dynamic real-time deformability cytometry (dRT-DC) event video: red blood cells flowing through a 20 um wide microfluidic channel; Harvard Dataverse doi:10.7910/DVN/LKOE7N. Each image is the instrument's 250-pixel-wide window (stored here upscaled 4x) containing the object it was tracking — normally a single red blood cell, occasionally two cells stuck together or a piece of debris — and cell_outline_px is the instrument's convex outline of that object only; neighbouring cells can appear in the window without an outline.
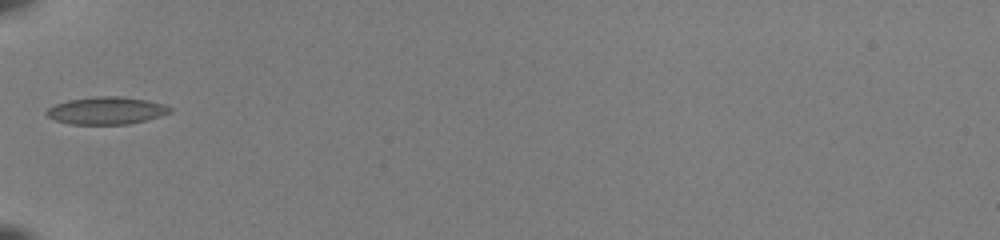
{"species": "common noctule bat (a hibernating species)", "species_latin": "Nyctalus noctula", "temperature_condition": "room temperature", "stored_images_in_passage": 32, "camera_frame_rate_fps": 3000, "um_per_image_px": 0.085, "animal": {"sex": "female", "body_mass_g": 22.0, "forearm_length_mm": 56.7}, "frame": {"image": 1, "passage_image": 1, "time_ms": 0.0, "image_size_px": [1000, 240], "cell_outline_px": [[172, 112], [160, 116], [128, 124], [68, 124], [56, 120], [48, 116], [44, 112], [48, 108], [56, 104], [68, 100], [96, 96], [124, 96], [164, 104], [172, 108]], "centroid_in_image_um": [9.04, 9.39], "position_along_channel_um": 76.0, "area_um2": 19.65}}
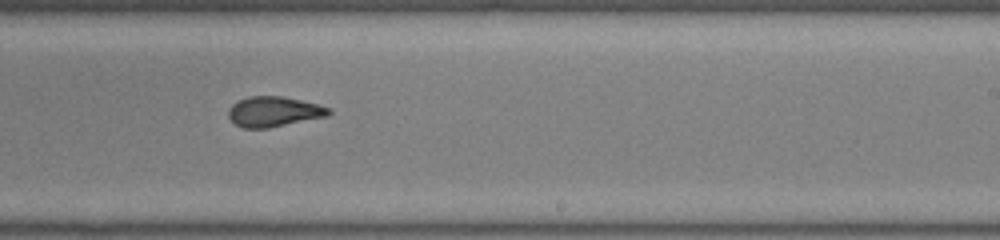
{"frame": {"image": 2, "passage_image": 15, "time_ms": 4.667, "image_size_px": [1000, 240], "cell_outline_px": [[332, 112], [328, 116], [268, 128], [244, 128], [236, 124], [228, 116], [228, 108], [232, 104], [248, 96], [284, 96], [332, 108]], "centroid_in_image_um": [23.29, 9.48], "position_along_channel_um": 265.7, "area_um2": 17.63}}
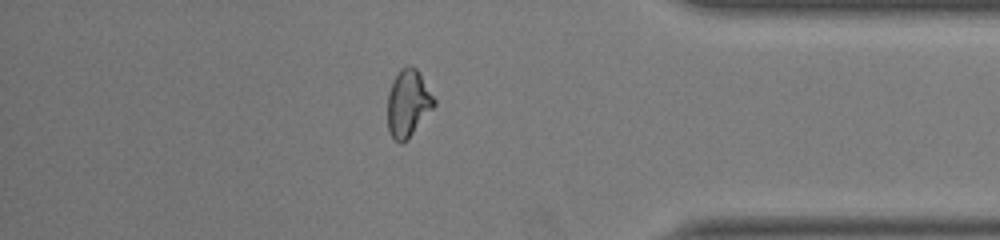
{"frame": {"image": 3, "passage_image": 26, "time_ms": 8.333, "image_size_px": [1000, 240], "cell_outline_px": [[436, 104], [408, 140], [400, 144], [392, 136], [388, 128], [388, 92], [392, 80], [400, 68], [408, 64], [412, 64], [420, 72], [436, 100]], "centroid_in_image_um": [34.7, 8.74], "position_along_channel_um": 400.5, "area_um2": 18.5}, "authors_computed_cell_mechanics": {"area_um2": 18.0914, "velocity_mm_per_s": 4.1029, "shape_relaxation_time_tau1_ms": null, "shape_relaxation_time_tau2_ms": 1.7512, "deformation_change_tau1": null, "deformation_change_tau2": 0.076}}